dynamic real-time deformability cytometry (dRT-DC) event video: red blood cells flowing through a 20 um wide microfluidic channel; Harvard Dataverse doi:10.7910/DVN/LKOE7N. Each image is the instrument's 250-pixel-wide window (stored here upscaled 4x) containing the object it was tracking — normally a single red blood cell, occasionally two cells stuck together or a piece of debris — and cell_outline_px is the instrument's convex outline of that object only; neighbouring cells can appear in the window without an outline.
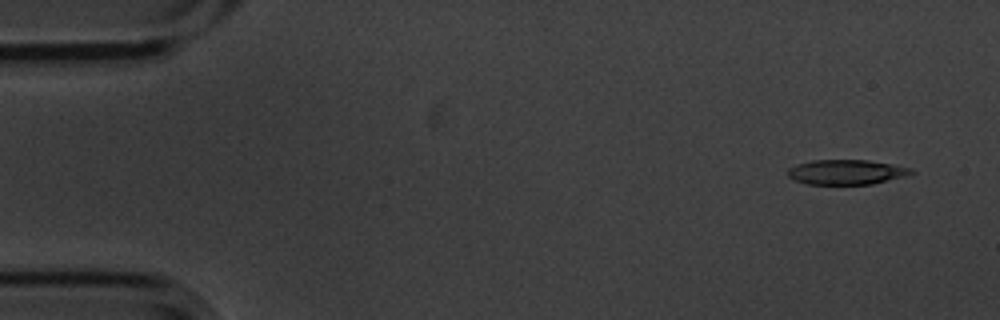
{"species": "common noctule bat (a hibernating species)", "species_latin": "Nyctalus noctula", "temperature_condition": "cold", "stored_images_in_passage": 5, "camera_frame_rate_fps": 3000, "um_per_image_px": 0.085, "animal": {"sex": "male", "body_mass_g": 20.1, "forearm_length_mm": 53.5}, "frame": {"image": 1, "passage_image": 1, "time_ms": 0.0, "image_size_px": [1000, 320], "cell_outline_px": [[916, 172], [904, 176], [872, 184], [808, 184], [796, 180], [788, 176], [788, 168], [796, 164], [812, 160], [868, 160], [912, 168]], "centroid_in_image_um": [71.93, 14.62], "position_along_channel_um": 13.1, "area_um2": 17.74}}
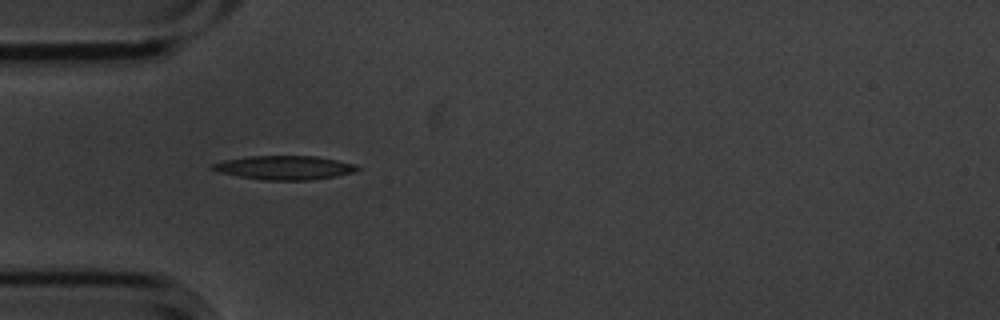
{"frame": {"image": 2, "passage_image": 4, "time_ms": 1.0, "image_size_px": [1000, 320], "cell_outline_px": [[364, 168], [356, 172], [336, 176], [312, 180], [264, 180], [216, 172], [208, 168], [212, 164], [224, 160], [248, 156], [316, 156], [356, 164]], "centroid_in_image_um": [24.21, 14.25], "position_along_channel_um": 60.8, "area_um2": 20.4}}
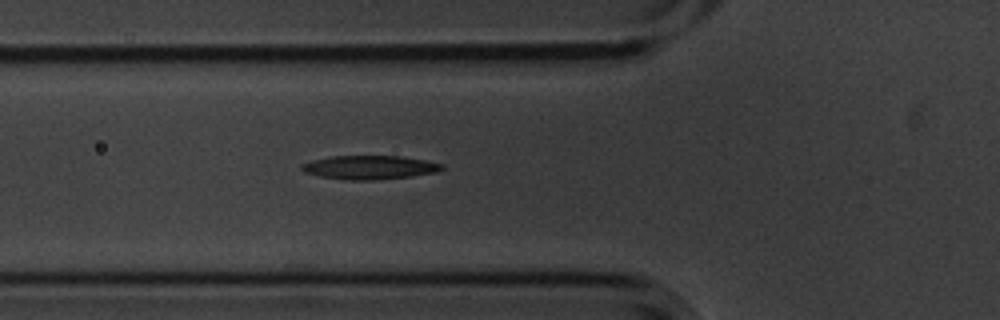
{"frame": {"image": 3, "passage_image": 5, "time_ms": 1.333, "image_size_px": [1000, 320], "cell_outline_px": [[444, 168], [436, 172], [412, 176], [372, 180], [344, 180], [320, 176], [304, 172], [300, 168], [300, 164], [312, 160], [332, 156], [400, 156], [424, 160], [444, 164]], "centroid_in_image_um": [31.39, 14.23], "position_along_channel_um": 94.4, "area_um2": 19.42}}